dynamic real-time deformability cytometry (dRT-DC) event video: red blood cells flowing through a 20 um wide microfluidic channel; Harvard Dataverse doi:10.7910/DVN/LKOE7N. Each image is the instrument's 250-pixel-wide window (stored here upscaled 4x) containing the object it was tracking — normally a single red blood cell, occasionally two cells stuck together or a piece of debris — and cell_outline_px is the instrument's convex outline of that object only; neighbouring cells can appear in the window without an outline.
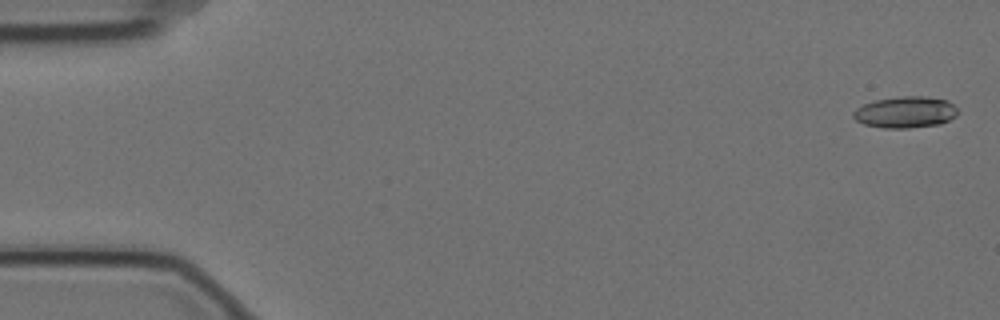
{"species": "Egyptian fruit bat (a non-hibernating species)", "species_latin": "Rousettus aegyptiacus", "temperature_condition": "cold", "stored_images_in_passage": 5, "camera_frame_rate_fps": 3000, "um_per_image_px": 0.085, "animal": {"sex": "female"}, "frame": {"image": 1, "passage_image": 1, "time_ms": 0.0, "image_size_px": [1000, 320], "cell_outline_px": [[960, 112], [956, 116], [940, 124], [908, 128], [884, 128], [864, 124], [856, 120], [852, 116], [852, 112], [856, 108], [864, 104], [876, 100], [900, 96], [924, 96], [948, 100]], "centroid_in_image_um": [76.96, 9.53], "position_along_channel_um": 8.0, "area_um2": 19.19}}
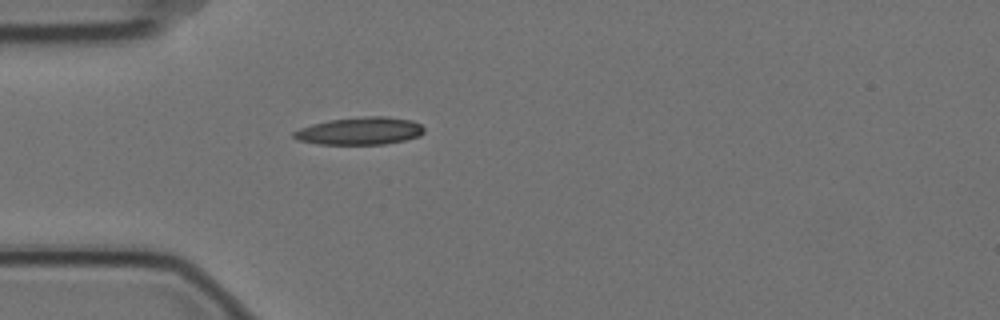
{"frame": {"image": 2, "passage_image": 5, "time_ms": 1.333, "image_size_px": [1000, 320], "cell_outline_px": [[424, 132], [420, 136], [404, 140], [384, 144], [316, 144], [296, 140], [292, 136], [292, 132], [300, 128], [312, 124], [328, 120], [364, 116], [384, 116], [412, 120], [420, 124], [424, 128]], "centroid_in_image_um": [30.57, 11.13], "position_along_channel_um": 54.4, "area_um2": 21.04}}